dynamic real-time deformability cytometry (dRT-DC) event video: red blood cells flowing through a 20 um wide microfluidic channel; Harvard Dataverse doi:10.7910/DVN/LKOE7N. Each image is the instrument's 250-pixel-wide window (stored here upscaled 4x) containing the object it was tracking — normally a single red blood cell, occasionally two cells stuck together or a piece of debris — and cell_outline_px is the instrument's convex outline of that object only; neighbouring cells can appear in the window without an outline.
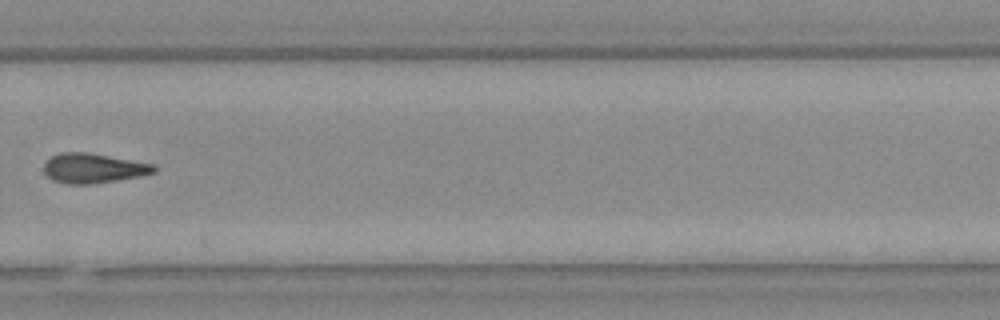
{"species": "Egyptian fruit bat (a non-hibernating species)", "species_latin": "Rousettus aegyptiacus", "temperature_condition": "warm", "stored_images_in_passage": 16, "camera_frame_rate_fps": 3000, "um_per_image_px": 0.085, "animal": {"sex": "female"}, "frame": {"image": 1, "passage_image": 13, "time_ms": 4.0, "image_size_px": [1000, 320], "cell_outline_px": [[156, 172], [140, 176], [116, 180], [88, 184], [68, 184], [52, 180], [44, 172], [44, 160], [60, 152], [88, 152], [152, 164], [156, 168]], "centroid_in_image_um": [7.88, 14.29], "position_along_channel_um": 321.9, "area_um2": 18.96}}